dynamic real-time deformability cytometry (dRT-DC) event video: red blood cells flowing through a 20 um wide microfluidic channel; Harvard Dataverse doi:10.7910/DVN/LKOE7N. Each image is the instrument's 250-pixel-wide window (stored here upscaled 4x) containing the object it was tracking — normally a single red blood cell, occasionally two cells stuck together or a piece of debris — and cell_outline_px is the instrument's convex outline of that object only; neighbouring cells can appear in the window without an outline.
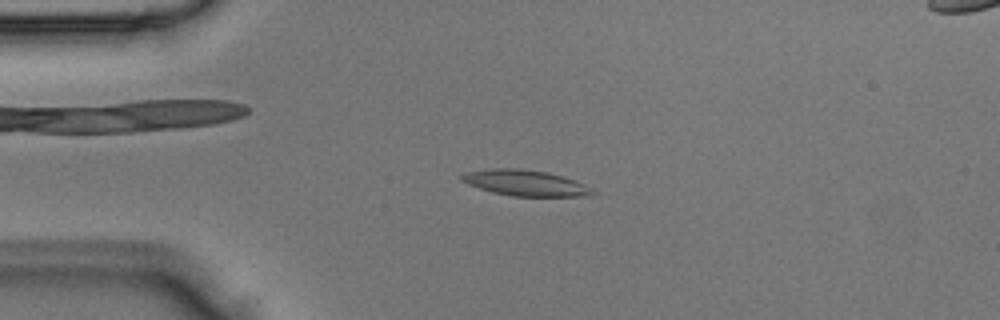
{"species": "Egyptian fruit bat (a non-hibernating species)", "species_latin": "Rousettus aegyptiacus", "temperature_condition": "room temperature", "stored_images_in_passage": 3, "camera_frame_rate_fps": 3000, "um_per_image_px": 0.085, "animal": {"sex": "male"}, "frame": {"image": 1, "passage_image": 3, "time_ms": 0.667, "image_size_px": [1000, 320], "cell_outline_px": [[600, 192], [592, 196], [512, 196], [492, 192], [468, 184], [460, 180], [460, 176], [464, 172], [492, 168], [520, 168], [548, 172], [576, 180]], "centroid_in_image_um": [44.7, 15.55], "position_along_channel_um": 40.3, "area_um2": 20.0}}